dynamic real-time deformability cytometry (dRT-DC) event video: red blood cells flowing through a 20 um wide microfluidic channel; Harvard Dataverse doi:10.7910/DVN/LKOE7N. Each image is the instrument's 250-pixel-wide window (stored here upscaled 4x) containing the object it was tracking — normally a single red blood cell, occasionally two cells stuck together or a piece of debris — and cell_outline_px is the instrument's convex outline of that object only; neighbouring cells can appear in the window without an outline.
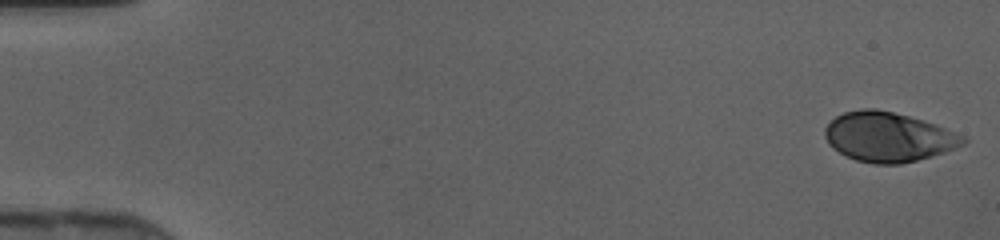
{"species": "human", "species_latin": "Homo sapiens", "temperature_condition": "cold", "stored_images_in_passage": 46, "camera_frame_rate_fps": 3000, "um_per_image_px": 0.085, "donor": {"sex": "female"}, "frame": {"image": 1, "passage_image": 1, "time_ms": 0.0, "image_size_px": [1000, 240], "cell_outline_px": [[968, 140], [964, 144], [944, 152], [932, 156], [900, 164], [876, 164], [856, 160], [832, 148], [828, 144], [824, 136], [824, 128], [836, 116], [844, 112], [860, 108], [876, 108], [908, 116], [944, 128], [964, 136]], "centroid_in_image_um": [75.46, 11.64], "position_along_channel_um": 9.5, "area_um2": 39.59}}
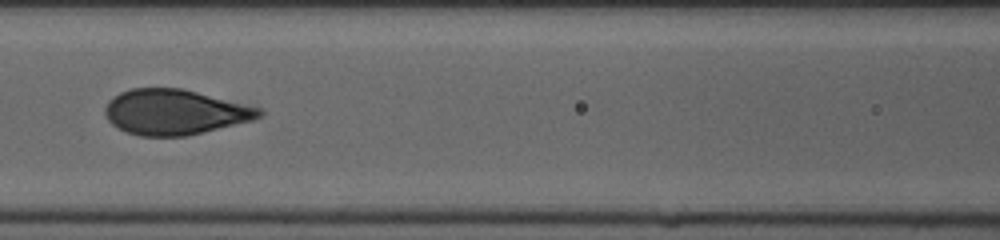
{"frame": {"image": 2, "passage_image": 21, "time_ms": 6.667, "image_size_px": [1000, 240], "cell_outline_px": [[264, 112], [260, 116], [252, 120], [188, 136], [140, 136], [116, 128], [108, 120], [104, 112], [104, 108], [108, 100], [112, 96], [120, 92], [132, 88], [180, 88], [264, 108]], "centroid_in_image_um": [14.84, 9.52], "position_along_channel_um": 151.8, "area_um2": 40.81}}
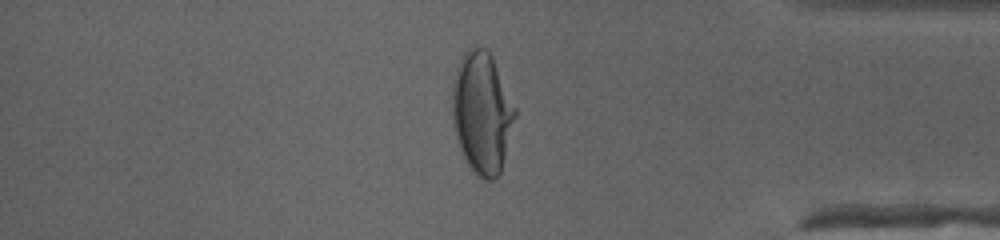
{"frame": {"image": 3, "passage_image": 39, "time_ms": 12.667, "image_size_px": [1000, 240], "cell_outline_px": [[516, 116], [500, 172], [492, 180], [484, 180], [476, 176], [468, 164], [456, 140], [452, 124], [452, 84], [456, 68], [464, 52], [468, 48], [484, 48], [492, 56], [516, 108]], "centroid_in_image_um": [40.95, 9.59], "position_along_channel_um": 394.3, "area_um2": 44.45}}